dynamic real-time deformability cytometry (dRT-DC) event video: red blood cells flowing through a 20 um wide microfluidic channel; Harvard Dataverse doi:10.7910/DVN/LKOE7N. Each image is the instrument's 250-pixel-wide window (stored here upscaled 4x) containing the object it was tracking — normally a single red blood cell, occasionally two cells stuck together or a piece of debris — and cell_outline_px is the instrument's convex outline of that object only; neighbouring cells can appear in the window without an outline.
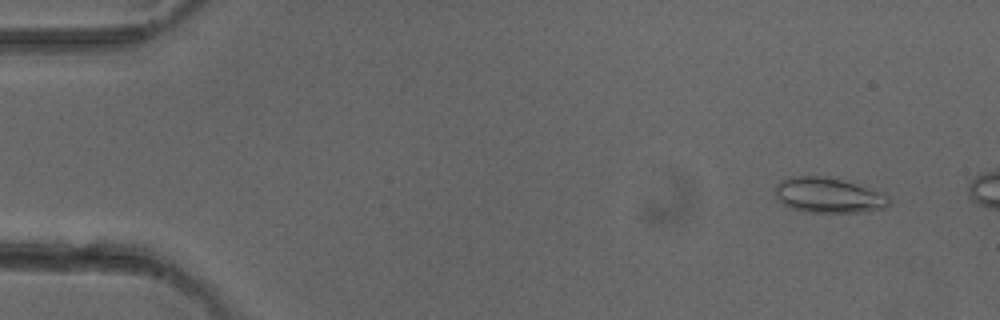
{"species": "common noctule bat (a hibernating species)", "species_latin": "Nyctalus noctula", "temperature_condition": "cold", "stored_images_in_passage": 15, "camera_frame_rate_fps": 3000, "um_per_image_px": 0.085, "animal": {"sex": "female"}, "frame": {"image": 1, "passage_image": 4, "time_ms": 1.0, "image_size_px": [1000, 320], "cell_outline_px": [[888, 204], [884, 208], [860, 212], [804, 212], [792, 208], [784, 204], [772, 192], [776, 184], [780, 180], [792, 176], [824, 176], [840, 180], [884, 192], [888, 196]], "centroid_in_image_um": [70.37, 16.59], "position_along_channel_um": 14.6, "area_um2": 23.29}}